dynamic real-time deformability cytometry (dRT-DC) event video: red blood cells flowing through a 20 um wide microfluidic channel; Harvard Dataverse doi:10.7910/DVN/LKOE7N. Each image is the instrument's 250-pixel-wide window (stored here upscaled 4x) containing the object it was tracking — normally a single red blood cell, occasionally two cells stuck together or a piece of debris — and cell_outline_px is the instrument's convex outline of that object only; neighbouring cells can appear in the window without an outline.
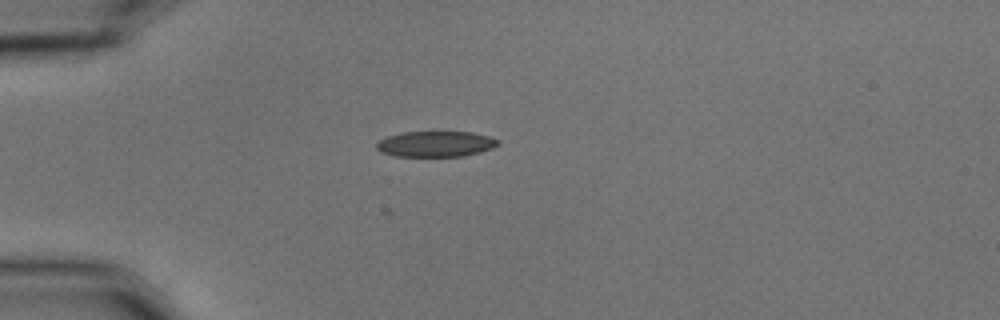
{"species": "common noctule bat (a hibernating species)", "species_latin": "Nyctalus noctula", "temperature_condition": "cold", "stored_images_in_passage": 43, "camera_frame_rate_fps": 3000, "um_per_image_px": 0.085, "animal": {"sex": "male", "body_mass_g": 15.6}, "frame": {"image": 1, "passage_image": 2, "time_ms": 0.333, "image_size_px": [1000, 320], "cell_outline_px": [[500, 144], [492, 148], [480, 152], [464, 156], [396, 156], [380, 152], [376, 148], [376, 144], [380, 140], [388, 136], [404, 132], [472, 132], [488, 136], [500, 140]], "centroid_in_image_um": [37.05, 12.24], "position_along_channel_um": 47.9, "area_um2": 18.15}}
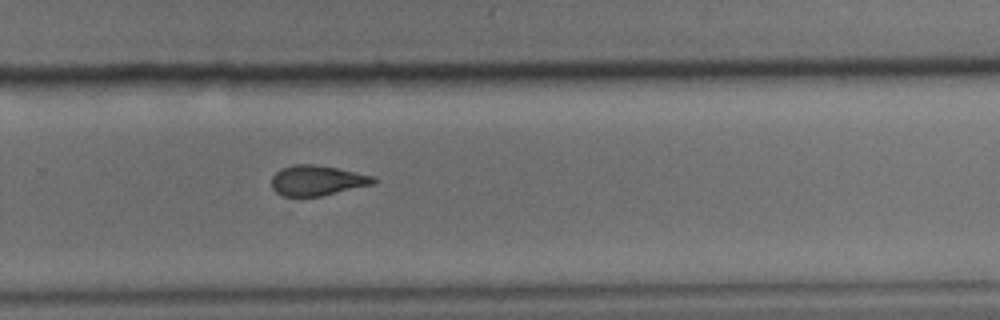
{"frame": {"image": 2, "passage_image": 25, "time_ms": 8.0, "image_size_px": [1000, 320], "cell_outline_px": [[376, 180], [372, 184], [320, 196], [284, 196], [276, 192], [272, 188], [272, 176], [280, 168], [292, 164], [312, 164], [336, 168], [372, 176]], "centroid_in_image_um": [26.88, 15.33], "position_along_channel_um": 302.9, "area_um2": 17.63}}
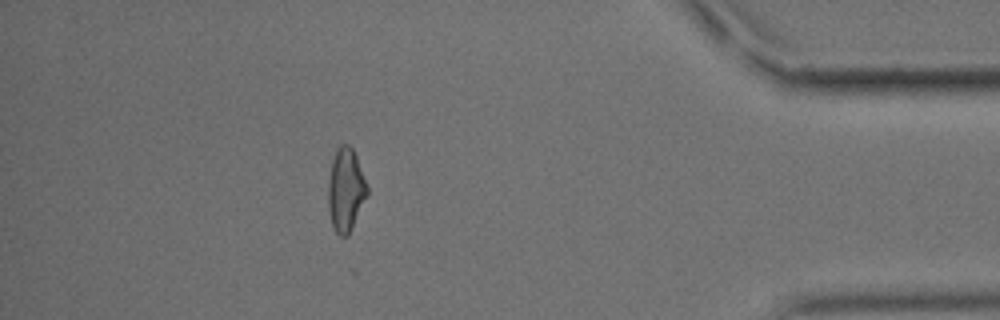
{"frame": {"image": 3, "passage_image": 37, "time_ms": 12.0, "image_size_px": [1000, 320], "cell_outline_px": [[368, 196], [348, 236], [340, 236], [336, 232], [332, 224], [328, 212], [328, 180], [332, 160], [336, 148], [340, 144], [348, 144], [352, 148], [356, 156], [368, 188]], "centroid_in_image_um": [29.38, 16.15], "position_along_channel_um": 405.8, "area_um2": 19.07}, "authors_computed_cell_mechanics": {"area_um2": 18.7272, "velocity_mm_per_s": 3.5657, "shape_relaxation_time_tau1_ms": null, "shape_relaxation_time_tau2_ms": 2.4833, "deformation_change_tau1": null, "deformation_change_tau2": 0.0885}}